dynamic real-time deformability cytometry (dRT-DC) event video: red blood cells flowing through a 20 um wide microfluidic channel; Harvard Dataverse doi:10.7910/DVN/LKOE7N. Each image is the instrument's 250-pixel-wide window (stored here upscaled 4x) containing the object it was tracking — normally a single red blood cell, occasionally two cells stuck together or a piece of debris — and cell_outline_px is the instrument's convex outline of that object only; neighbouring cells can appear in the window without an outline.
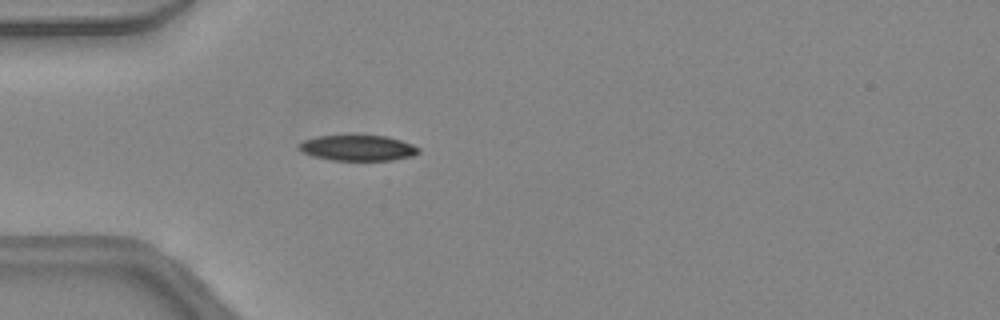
{"species": "common noctule bat (a hibernating species)", "species_latin": "Nyctalus noctula", "temperature_condition": "warm", "stored_images_in_passage": 46, "camera_frame_rate_fps": 3000, "um_per_image_px": 0.085, "animal": {"sex": "female", "body_mass_g": 24.6, "forearm_length_mm": 56.2}, "frame": {"image": 1, "passage_image": 14, "time_ms": 4.333, "image_size_px": [1000, 320], "cell_outline_px": [[420, 152], [412, 156], [392, 160], [332, 160], [312, 156], [296, 148], [296, 144], [304, 140], [316, 136], [388, 136], [412, 144], [420, 148]], "centroid_in_image_um": [30.39, 12.58], "position_along_channel_um": 54.6, "area_um2": 17.86}}
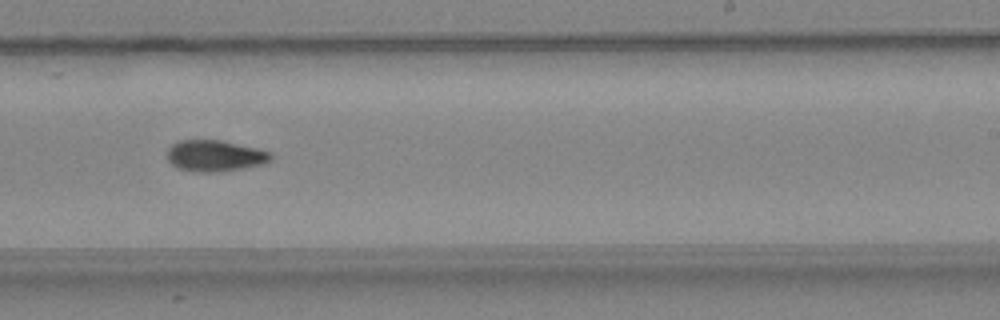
{"frame": {"image": 2, "passage_image": 29, "time_ms": 9.333, "image_size_px": [1000, 320], "cell_outline_px": [[272, 160], [260, 164], [244, 168], [216, 172], [196, 172], [176, 168], [168, 160], [168, 148], [172, 144], [180, 140], [220, 140], [256, 148], [272, 152]], "centroid_in_image_um": [18.26, 13.24], "position_along_channel_um": 270.7, "area_um2": 18.84}}
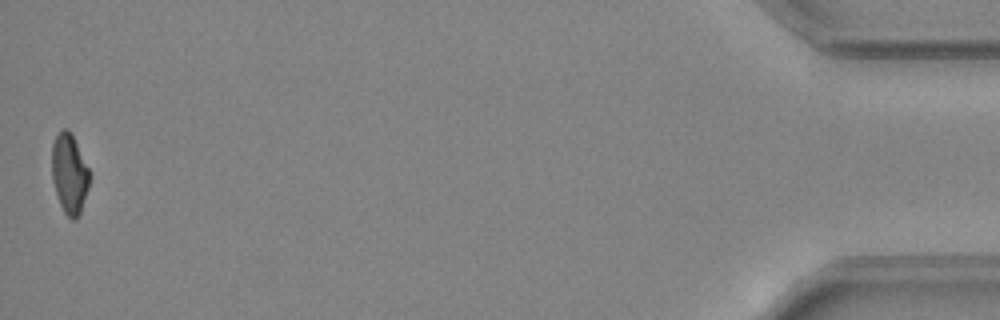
{"frame": {"image": 3, "passage_image": 46, "time_ms": 15.0, "image_size_px": [1000, 320], "cell_outline_px": [[88, 188], [80, 212], [76, 220], [72, 220], [64, 212], [60, 204], [52, 180], [52, 144], [60, 128], [68, 128], [72, 132], [88, 168]], "centroid_in_image_um": [5.88, 14.72], "position_along_channel_um": 429.3, "area_um2": 17.4}, "authors_computed_cell_mechanics": {"area_um2": 18.1781, "velocity_mm_per_s": 4.4821, "shape_relaxation_time_tau1_ms": null, "shape_relaxation_time_tau2_ms": 6.9644, "deformation_change_tau1": null, "deformation_change_tau2": 0.1386}}